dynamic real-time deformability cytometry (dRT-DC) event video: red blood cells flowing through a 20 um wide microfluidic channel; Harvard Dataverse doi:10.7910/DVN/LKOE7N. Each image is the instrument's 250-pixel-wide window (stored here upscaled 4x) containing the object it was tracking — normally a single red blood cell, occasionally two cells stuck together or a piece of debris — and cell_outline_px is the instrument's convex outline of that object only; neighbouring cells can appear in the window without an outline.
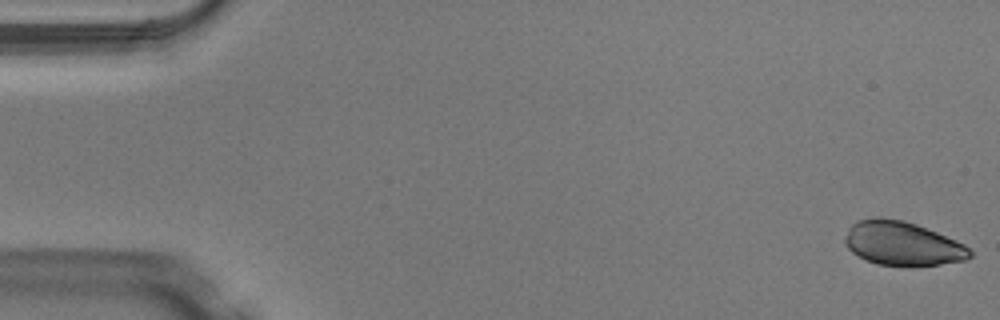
{"species": "Egyptian fruit bat (a non-hibernating species)", "species_latin": "Rousettus aegyptiacus", "temperature_condition": "warm", "stored_images_in_passage": 5, "camera_frame_rate_fps": 3000, "um_per_image_px": 0.085, "animal": {"sex": "male"}, "frame": {"image": 1, "passage_image": 1, "time_ms": 0.0, "image_size_px": [1000, 320], "cell_outline_px": [[972, 256], [964, 260], [940, 264], [876, 264], [852, 252], [844, 244], [844, 240], [848, 228], [856, 220], [904, 220], [916, 224], [956, 240], [964, 244], [972, 252]], "centroid_in_image_um": [76.71, 20.7], "position_along_channel_um": 8.3, "area_um2": 30.87}}
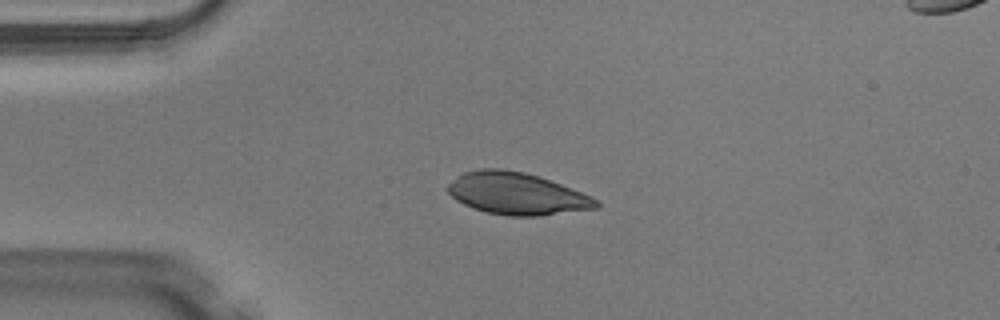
{"frame": {"image": 2, "passage_image": 4, "time_ms": 1.0, "image_size_px": [1000, 320], "cell_outline_px": [[600, 204], [596, 208], [536, 216], [508, 216], [484, 212], [472, 208], [456, 200], [448, 192], [448, 184], [456, 176], [464, 172], [480, 168], [500, 168], [524, 172], [560, 184], [592, 196], [600, 200]], "centroid_in_image_um": [43.9, 16.46], "position_along_channel_um": 41.1, "area_um2": 36.24}}